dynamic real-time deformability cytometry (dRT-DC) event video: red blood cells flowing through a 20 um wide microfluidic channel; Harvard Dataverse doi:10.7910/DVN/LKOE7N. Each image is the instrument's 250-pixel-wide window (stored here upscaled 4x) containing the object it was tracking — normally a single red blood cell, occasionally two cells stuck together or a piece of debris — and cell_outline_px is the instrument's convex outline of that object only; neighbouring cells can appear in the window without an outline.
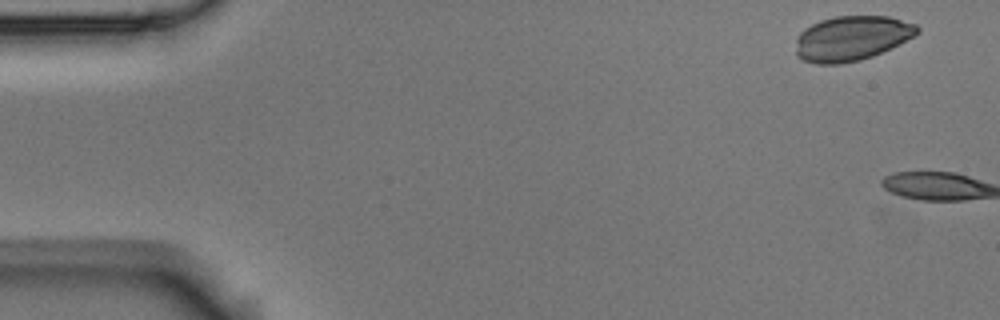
{"species": "Egyptian fruit bat (a non-hibernating species)", "species_latin": "Rousettus aegyptiacus", "temperature_condition": "room temperature", "stored_images_in_passage": 2, "camera_frame_rate_fps": 3000, "um_per_image_px": 0.085, "animal": {"sex": "male"}, "frame": {"image": 1, "passage_image": 1, "time_ms": 0.0, "image_size_px": [1000, 320], "cell_outline_px": [[920, 32], [872, 56], [860, 60], [840, 64], [816, 64], [804, 60], [796, 56], [796, 36], [804, 28], [820, 20], [836, 16], [888, 16], [916, 24], [920, 28]], "centroid_in_image_um": [72.33, 3.25], "position_along_channel_um": 12.7, "area_um2": 31.56}}